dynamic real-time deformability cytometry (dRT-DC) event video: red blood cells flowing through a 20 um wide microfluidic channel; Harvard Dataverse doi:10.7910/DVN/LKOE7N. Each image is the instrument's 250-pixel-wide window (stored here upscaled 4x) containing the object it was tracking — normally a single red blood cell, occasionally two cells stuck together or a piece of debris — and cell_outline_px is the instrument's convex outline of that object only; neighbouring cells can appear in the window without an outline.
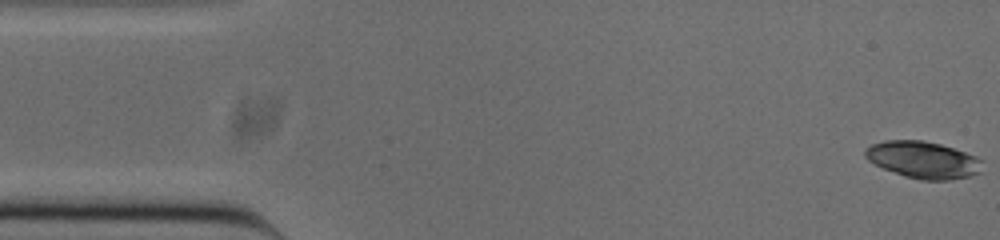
{"species": "common noctule bat (a hibernating species)", "species_latin": "Nyctalus noctula", "temperature_condition": "cold", "stored_images_in_passage": 11, "camera_frame_rate_fps": 3000, "um_per_image_px": 0.085, "animal": {"sex": "male", "body_mass_g": 20.0, "forearm_length_mm": 53.3}, "frame": {"image": 1, "passage_image": 1, "time_ms": 0.0, "image_size_px": [1000, 240], "cell_outline_px": [[984, 160], [980, 172], [968, 176], [948, 180], [920, 180], [904, 176], [884, 168], [868, 160], [864, 156], [864, 148], [872, 144], [884, 140], [924, 140], [940, 144], [976, 156]], "centroid_in_image_um": [78.46, 13.58], "position_along_channel_um": 6.5, "area_um2": 25.2}}
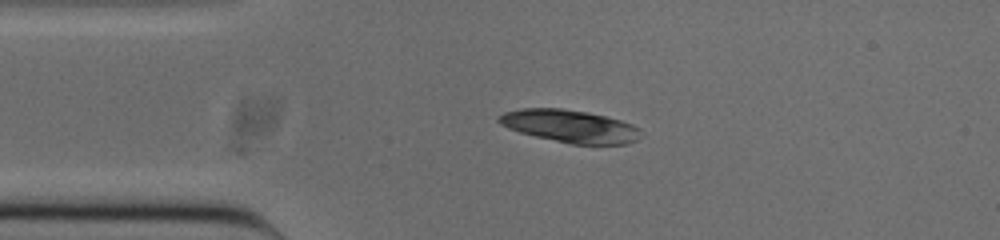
{"frame": {"image": 2, "passage_image": 11, "time_ms": 3.333, "image_size_px": [1000, 240], "cell_outline_px": [[640, 128], [636, 140], [628, 144], [572, 144], [536, 136], [520, 132], [508, 128], [500, 124], [496, 120], [496, 116], [504, 112], [520, 108], [560, 108], [588, 112], [620, 120], [632, 124]], "centroid_in_image_um": [48.4, 10.71], "position_along_channel_um": 36.6, "area_um2": 26.88}}